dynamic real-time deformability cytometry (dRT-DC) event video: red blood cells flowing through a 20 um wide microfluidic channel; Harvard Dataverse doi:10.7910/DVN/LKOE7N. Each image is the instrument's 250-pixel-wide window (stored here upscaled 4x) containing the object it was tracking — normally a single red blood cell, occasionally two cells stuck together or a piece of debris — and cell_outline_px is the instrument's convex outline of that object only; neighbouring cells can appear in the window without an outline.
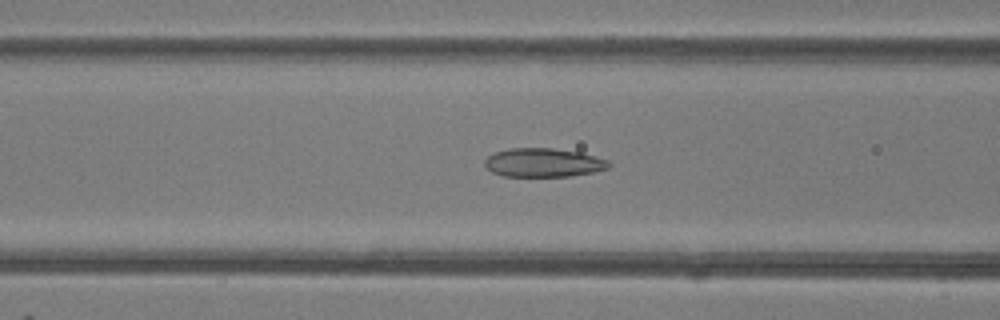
{"species": "common noctule bat (a hibernating species)", "species_latin": "Nyctalus noctula", "temperature_condition": "room temperature", "stored_images_in_passage": 41, "camera_frame_rate_fps": 3000, "um_per_image_px": 0.085, "animal": {"sex": "female"}, "frame": {"image": 1, "passage_image": 20, "time_ms": 6.333, "image_size_px": [1000, 320], "cell_outline_px": [[612, 164], [608, 168], [592, 172], [572, 176], [504, 176], [492, 172], [484, 164], [484, 160], [488, 156], [496, 152], [508, 148], [552, 148], [580, 152], [608, 160]], "centroid_in_image_um": [46.19, 13.82], "position_along_channel_um": 120.4, "area_um2": 20.75}}
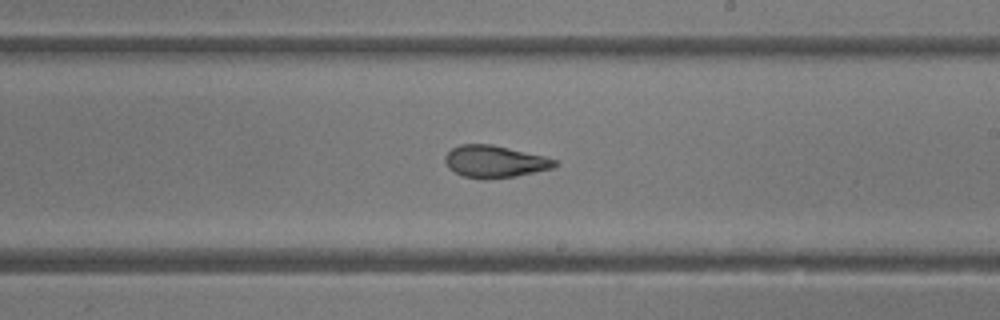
{"frame": {"image": 2, "passage_image": 29, "time_ms": 9.333, "image_size_px": [1000, 320], "cell_outline_px": [[560, 164], [552, 168], [516, 176], [464, 176], [448, 168], [444, 160], [444, 156], [452, 148], [460, 144], [492, 144], [544, 156], [556, 160]], "centroid_in_image_um": [42.06, 13.68], "position_along_channel_um": 246.9, "area_um2": 19.83}}
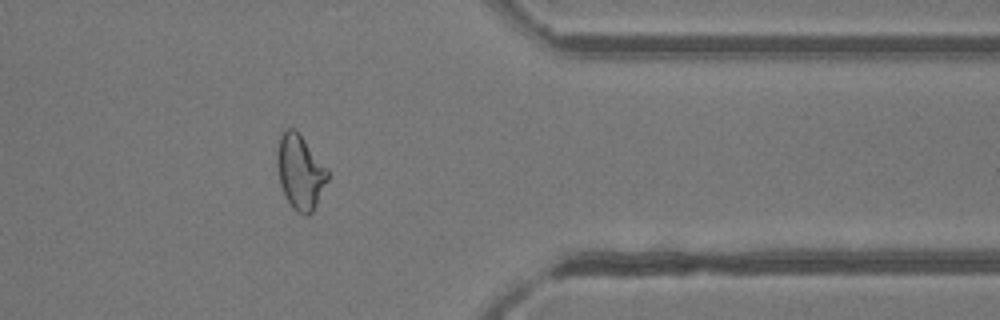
{"frame": {"image": 3, "passage_image": 40, "time_ms": 13.0, "image_size_px": [1000, 320], "cell_outline_px": [[328, 180], [312, 212], [308, 216], [304, 216], [296, 212], [292, 208], [280, 184], [276, 164], [276, 156], [280, 136], [288, 128], [296, 128], [328, 168]], "centroid_in_image_um": [25.52, 14.61], "position_along_channel_um": 385.9, "area_um2": 22.08}}